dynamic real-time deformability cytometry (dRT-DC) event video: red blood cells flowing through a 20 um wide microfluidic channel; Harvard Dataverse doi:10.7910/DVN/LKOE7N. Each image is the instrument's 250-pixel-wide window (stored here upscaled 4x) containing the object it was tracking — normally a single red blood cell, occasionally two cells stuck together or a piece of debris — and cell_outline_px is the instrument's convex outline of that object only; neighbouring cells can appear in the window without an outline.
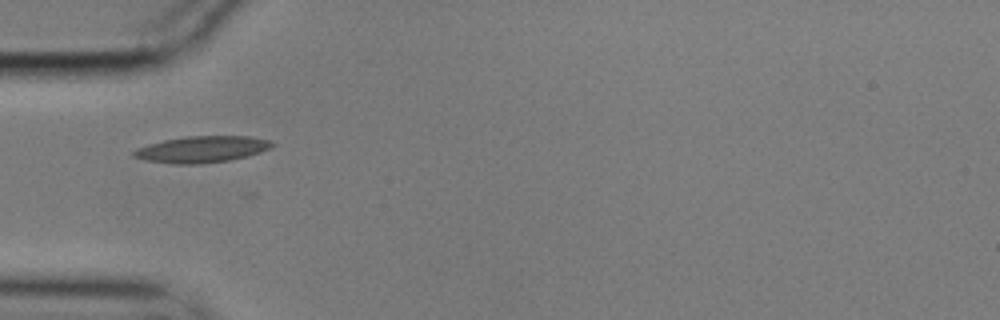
{"species": "common noctule bat (a hibernating species)", "species_latin": "Nyctalus noctula", "temperature_condition": "cold", "stored_images_in_passage": 15, "camera_frame_rate_fps": 3000, "um_per_image_px": 0.085, "animal": {"sex": "male", "body_mass_g": 17.9}, "frame": {"image": 1, "passage_image": 1, "time_ms": 0.0, "image_size_px": [1000, 320], "cell_outline_px": [[276, 144], [260, 152], [248, 156], [228, 160], [200, 164], [172, 164], [144, 160], [132, 156], [132, 152], [136, 148], [148, 144], [164, 140], [188, 136], [248, 136], [272, 140]], "centroid_in_image_um": [17.14, 12.69], "position_along_channel_um": 67.9, "area_um2": 21.39}}
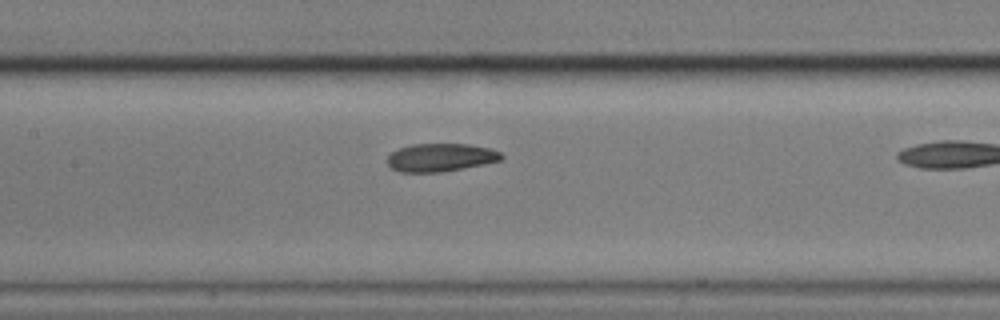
{"frame": {"image": 2, "passage_image": 6, "time_ms": 1.667, "image_size_px": [1000, 320], "cell_outline_px": [[504, 156], [500, 160], [484, 164], [440, 172], [400, 172], [392, 168], [388, 164], [388, 156], [392, 152], [400, 148], [412, 144], [468, 144], [488, 148], [500, 152]], "centroid_in_image_um": [37.44, 13.38], "position_along_channel_um": 170.0, "area_um2": 18.44}}
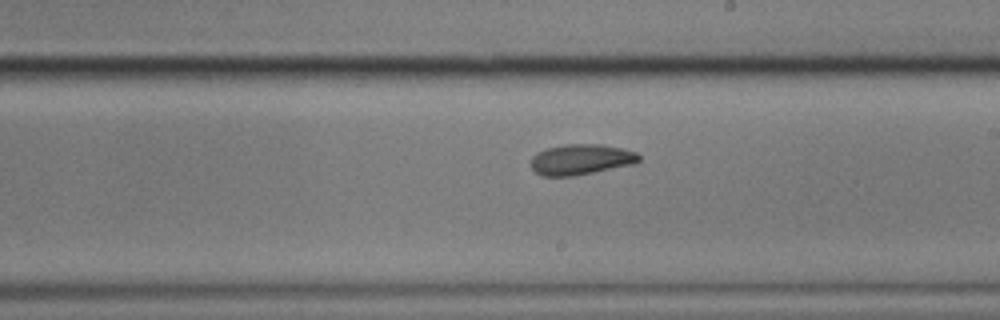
{"frame": {"image": 3, "passage_image": 12, "time_ms": 3.667, "image_size_px": [1000, 320], "cell_outline_px": [[640, 160], [636, 164], [572, 176], [540, 176], [532, 168], [532, 156], [536, 152], [548, 148], [564, 144], [600, 144], [620, 148], [636, 152], [640, 156]], "centroid_in_image_um": [49.39, 13.55], "position_along_channel_um": 239.6, "area_um2": 19.25}}